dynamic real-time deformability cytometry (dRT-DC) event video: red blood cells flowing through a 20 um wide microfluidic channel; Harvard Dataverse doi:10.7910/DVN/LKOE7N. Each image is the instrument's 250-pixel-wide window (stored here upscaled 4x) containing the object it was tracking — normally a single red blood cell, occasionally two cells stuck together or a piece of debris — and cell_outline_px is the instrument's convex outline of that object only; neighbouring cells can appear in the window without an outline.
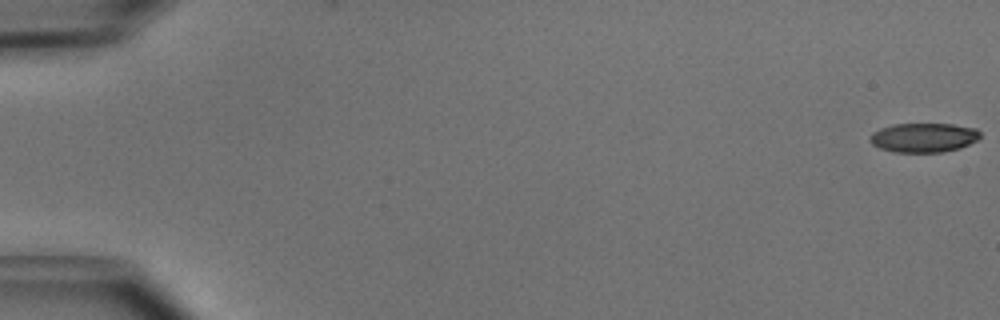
{"species": "common noctule bat (a hibernating species)", "species_latin": "Nyctalus noctula", "temperature_condition": "cold", "stored_images_in_passage": 51, "camera_frame_rate_fps": 3000, "um_per_image_px": 0.085, "animal": {"sex": "male", "body_mass_g": 15.6}, "frame": {"image": 1, "passage_image": 1, "time_ms": 0.0, "image_size_px": [1000, 320], "cell_outline_px": [[980, 136], [976, 140], [960, 148], [944, 152], [896, 152], [880, 148], [872, 144], [868, 140], [868, 136], [872, 132], [880, 128], [892, 124], [952, 124], [976, 128], [980, 132]], "centroid_in_image_um": [78.47, 11.69], "position_along_channel_um": 6.5, "area_um2": 18.9}}
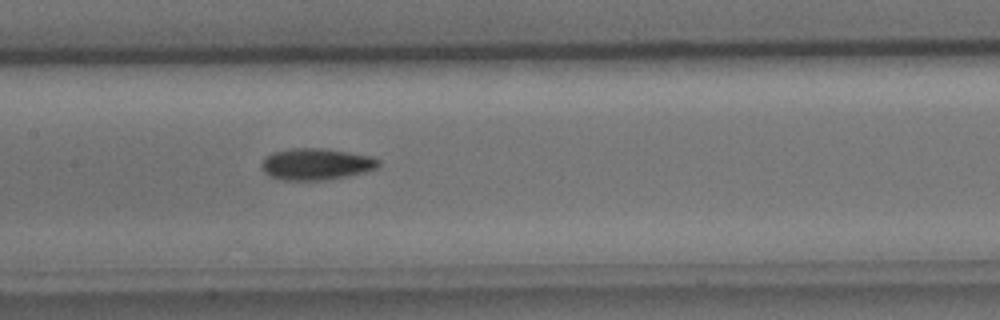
{"frame": {"image": 2, "passage_image": 26, "time_ms": 8.333, "image_size_px": [1000, 320], "cell_outline_px": [[380, 164], [376, 168], [364, 172], [348, 176], [324, 180], [284, 180], [272, 176], [264, 172], [260, 164], [264, 156], [272, 152], [292, 148], [324, 148], [372, 156], [380, 160]], "centroid_in_image_um": [26.86, 13.94], "position_along_channel_um": 180.5, "area_um2": 21.62}}
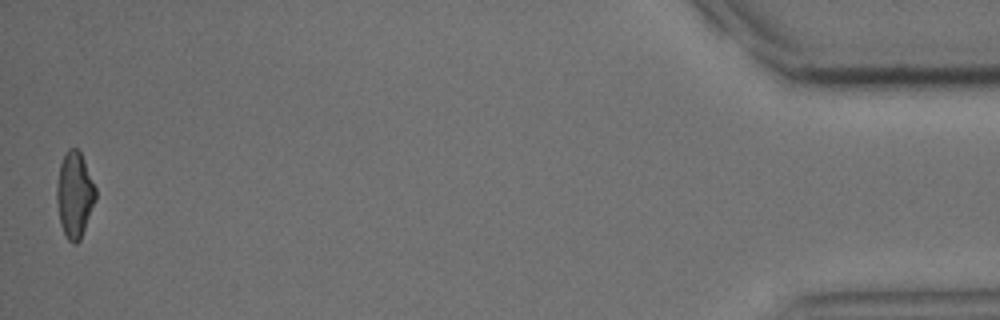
{"frame": {"image": 3, "passage_image": 51, "time_ms": 16.667, "image_size_px": [1000, 320], "cell_outline_px": [[96, 200], [80, 240], [76, 244], [72, 244], [68, 240], [60, 224], [56, 200], [56, 188], [60, 164], [68, 148], [76, 148], [80, 152], [84, 160], [96, 188]], "centroid_in_image_um": [6.34, 16.57], "position_along_channel_um": 428.9, "area_um2": 19.42}, "authors_computed_cell_mechanics": {"area_um2": 20.3456, "velocity_mm_per_s": 4.0032, "shape_relaxation_time_tau1_ms": 4.1206, "shape_relaxation_time_tau2_ms": 6.404, "deformation_change_tau1": 0.1353, "deformation_change_tau2": 0.1387}}